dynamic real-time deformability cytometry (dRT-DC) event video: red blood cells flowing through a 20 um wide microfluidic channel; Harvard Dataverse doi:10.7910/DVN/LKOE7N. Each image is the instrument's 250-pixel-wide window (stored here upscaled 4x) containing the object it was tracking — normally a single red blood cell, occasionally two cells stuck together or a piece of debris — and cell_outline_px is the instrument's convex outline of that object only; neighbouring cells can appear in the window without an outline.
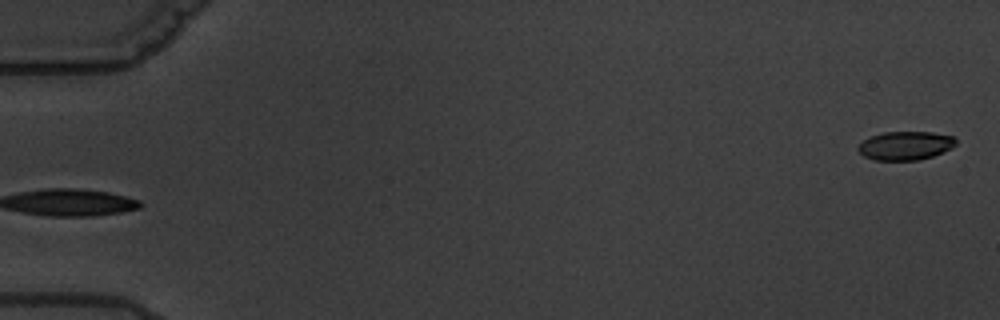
{"species": "common noctule bat (a hibernating species)", "species_latin": "Nyctalus noctula", "temperature_condition": "warm", "stored_images_in_passage": 4, "segment_of_instrument_passage": [2, 2], "camera_frame_rate_fps": 3000, "um_per_image_px": 0.085, "animal": {"sex": "male", "body_mass_g": 19.5, "forearm_length_mm": 54.6}, "frame": {"image": 1, "passage_image": 4, "time_ms": 4.333, "image_size_px": [1000, 320], "cell_outline_px": [[956, 144], [952, 148], [932, 156], [920, 160], [872, 160], [864, 156], [856, 148], [864, 140], [872, 136], [884, 132], [932, 132], [952, 136], [956, 140]], "centroid_in_image_um": [76.96, 12.38], "position_along_channel_um": 8.0, "area_um2": 16.24}}